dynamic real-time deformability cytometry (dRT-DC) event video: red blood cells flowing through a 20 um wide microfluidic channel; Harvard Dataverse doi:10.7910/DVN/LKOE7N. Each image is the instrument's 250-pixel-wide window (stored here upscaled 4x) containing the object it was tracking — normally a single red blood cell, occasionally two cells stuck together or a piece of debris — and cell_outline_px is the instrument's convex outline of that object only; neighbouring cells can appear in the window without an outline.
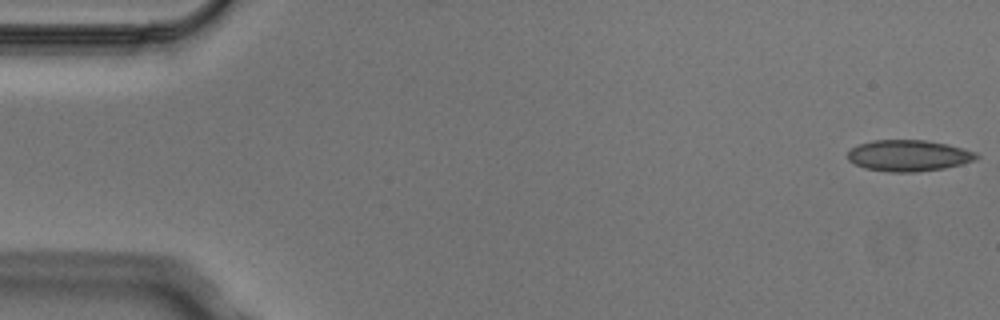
{"species": "Egyptian fruit bat (a non-hibernating species)", "species_latin": "Rousettus aegyptiacus", "temperature_condition": "cold", "stored_images_in_passage": 5, "camera_frame_rate_fps": 3000, "um_per_image_px": 0.085, "animal": {"sex": "male"}, "frame": {"image": 1, "passage_image": 1, "time_ms": 0.0, "image_size_px": [1000, 320], "cell_outline_px": [[980, 156], [976, 160], [944, 168], [912, 172], [888, 172], [864, 168], [848, 160], [848, 152], [852, 148], [860, 144], [872, 140], [924, 140], [948, 144], [964, 148], [976, 152]], "centroid_in_image_um": [77.25, 13.22], "position_along_channel_um": 7.8, "area_um2": 23.41}}
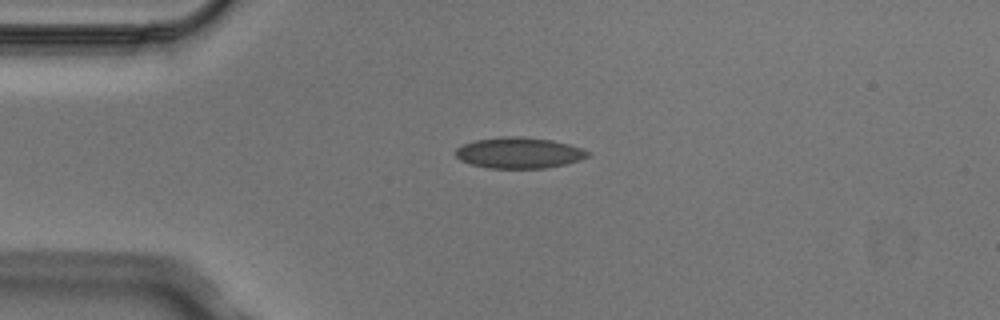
{"frame": {"image": 2, "passage_image": 4, "time_ms": 1.0, "image_size_px": [1000, 320], "cell_outline_px": [[592, 152], [588, 156], [580, 160], [564, 164], [544, 168], [488, 168], [472, 164], [460, 160], [456, 156], [456, 148], [464, 144], [476, 140], [500, 136], [524, 136], [552, 140], [584, 148]], "centroid_in_image_um": [44.15, 12.98], "position_along_channel_um": 40.9, "area_um2": 23.93}}